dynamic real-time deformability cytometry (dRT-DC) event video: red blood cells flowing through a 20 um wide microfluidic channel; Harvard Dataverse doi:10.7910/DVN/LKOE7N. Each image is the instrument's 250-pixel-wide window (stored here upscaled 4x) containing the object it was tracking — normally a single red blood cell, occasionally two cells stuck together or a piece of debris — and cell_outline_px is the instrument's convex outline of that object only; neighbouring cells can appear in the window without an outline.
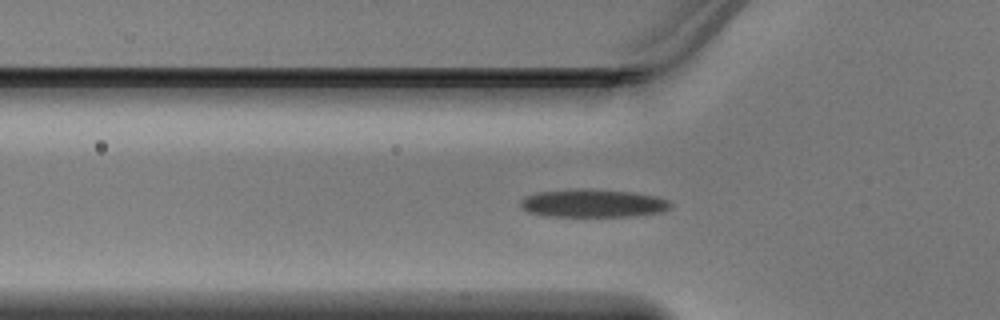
{"species": "Egyptian fruit bat (a non-hibernating species)", "species_latin": "Rousettus aegyptiacus", "temperature_condition": "warm", "stored_images_in_passage": 42, "camera_frame_rate_fps": 3000, "um_per_image_px": 0.085, "animal": {"sex": "male"}, "frame": {"image": 1, "passage_image": 15, "time_ms": 4.667, "image_size_px": [1000, 320], "cell_outline_px": [[672, 204], [668, 208], [660, 212], [632, 216], [544, 216], [528, 212], [520, 208], [520, 200], [524, 196], [536, 192], [632, 192], [656, 196], [668, 200]], "centroid_in_image_um": [50.38, 17.34], "position_along_channel_um": 75.4, "area_um2": 23.24}}
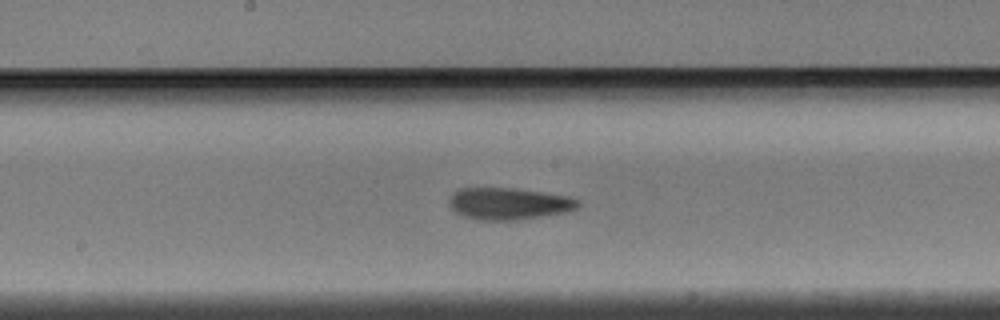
{"frame": {"image": 2, "passage_image": 24, "time_ms": 7.667, "image_size_px": [1000, 320], "cell_outline_px": [[580, 204], [576, 208], [564, 212], [516, 220], [480, 220], [464, 216], [456, 212], [448, 204], [448, 200], [452, 192], [460, 188], [512, 188], [568, 196], [580, 200]], "centroid_in_image_um": [43.2, 17.3], "position_along_channel_um": 205.0, "area_um2": 23.76}}
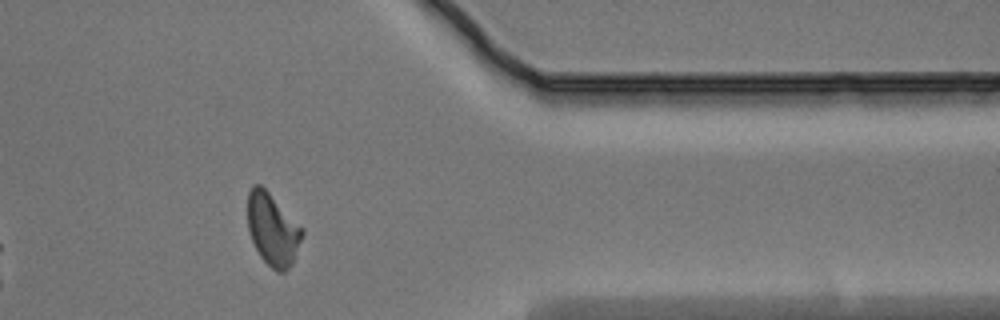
{"frame": {"image": 3, "passage_image": 38, "time_ms": 12.333, "image_size_px": [1000, 320], "cell_outline_px": [[304, 232], [292, 264], [284, 272], [276, 272], [260, 256], [248, 232], [248, 192], [252, 184], [260, 184], [304, 228]], "centroid_in_image_um": [23.18, 19.5], "position_along_channel_um": 388.2, "area_um2": 22.83}}